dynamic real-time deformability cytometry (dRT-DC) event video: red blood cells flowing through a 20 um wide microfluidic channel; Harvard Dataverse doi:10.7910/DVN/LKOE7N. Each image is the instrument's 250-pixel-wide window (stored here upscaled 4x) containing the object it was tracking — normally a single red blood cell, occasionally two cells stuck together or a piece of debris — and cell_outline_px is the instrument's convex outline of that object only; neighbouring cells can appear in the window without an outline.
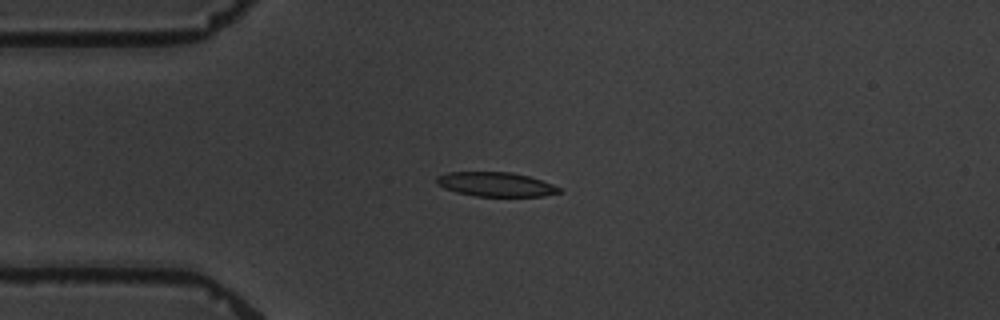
{"species": "common noctule bat (a hibernating species)", "species_latin": "Nyctalus noctula", "temperature_condition": "warm", "stored_images_in_passage": 6, "camera_frame_rate_fps": 3000, "um_per_image_px": 0.085, "animal": {"sex": "male", "body_mass_g": 19.5, "forearm_length_mm": 54.6}, "frame": {"image": 1, "passage_image": 3, "time_ms": 3.333, "image_size_px": [1000, 320], "cell_outline_px": [[564, 192], [544, 196], [476, 196], [456, 192], [444, 188], [436, 184], [436, 176], [448, 172], [512, 172], [528, 176], [552, 184], [560, 188]], "centroid_in_image_um": [42.13, 15.67], "position_along_channel_um": 42.9, "area_um2": 17.4}}
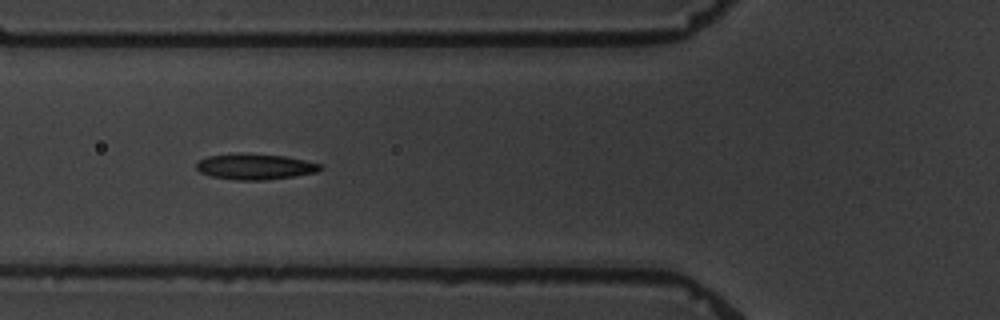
{"frame": {"image": 2, "passage_image": 5, "time_ms": 5.667, "image_size_px": [1000, 320], "cell_outline_px": [[324, 168], [316, 172], [292, 176], [264, 180], [236, 180], [212, 176], [200, 172], [196, 168], [196, 164], [200, 160], [208, 156], [240, 152], [284, 156], [304, 160], [320, 164]], "centroid_in_image_um": [21.66, 14.15], "position_along_channel_um": 104.1, "area_um2": 18.55}}
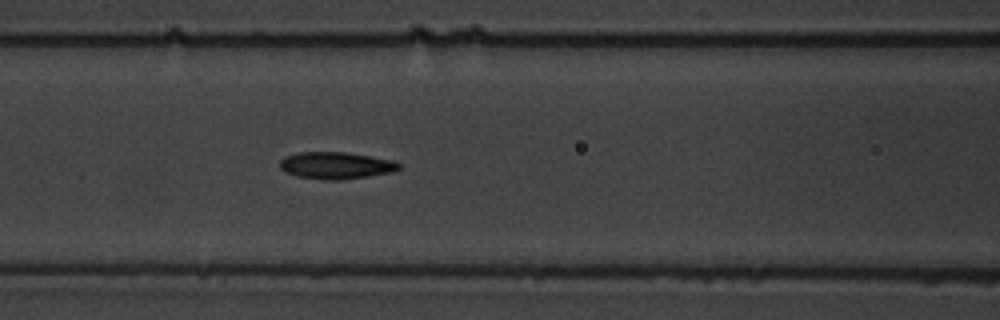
{"frame": {"image": 3, "passage_image": 6, "time_ms": 6.667, "image_size_px": [1000, 320], "cell_outline_px": [[400, 168], [392, 172], [368, 176], [340, 180], [324, 180], [296, 176], [284, 172], [280, 168], [280, 160], [284, 156], [300, 152], [344, 152], [392, 160], [400, 164]], "centroid_in_image_um": [28.51, 14.07], "position_along_channel_um": 138.1, "area_um2": 18.67}}